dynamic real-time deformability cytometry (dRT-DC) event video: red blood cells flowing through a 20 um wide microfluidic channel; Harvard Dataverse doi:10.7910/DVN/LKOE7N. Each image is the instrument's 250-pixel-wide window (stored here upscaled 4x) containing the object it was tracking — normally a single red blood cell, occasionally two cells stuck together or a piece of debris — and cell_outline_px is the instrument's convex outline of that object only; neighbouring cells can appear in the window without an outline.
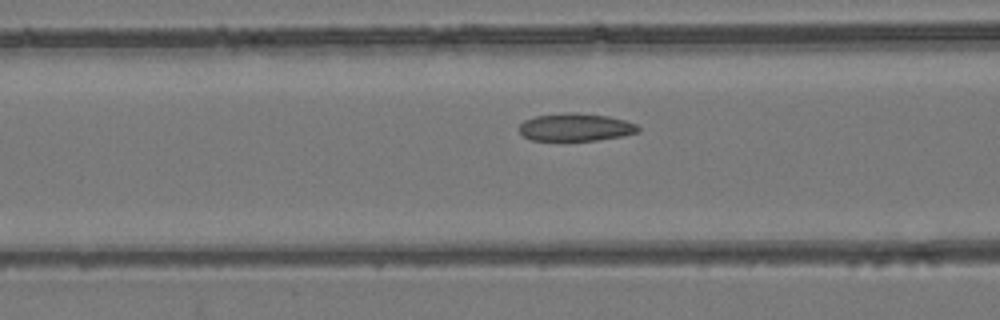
{"species": "common noctule bat (a hibernating species)", "species_latin": "Nyctalus noctula", "temperature_condition": "room temperature", "stored_images_in_passage": 34, "camera_frame_rate_fps": 3000, "um_per_image_px": 0.085, "animal": {"sex": "female", "body_mass_g": 24.6, "forearm_length_mm": 56.2}, "frame": {"image": 1, "passage_image": 12, "time_ms": 3.667, "image_size_px": [1000, 320], "cell_outline_px": [[640, 132], [624, 136], [596, 140], [532, 140], [524, 136], [516, 128], [524, 120], [536, 116], [568, 112], [576, 112], [608, 116], [624, 120], [636, 124], [640, 128]], "centroid_in_image_um": [48.93, 10.81], "position_along_channel_um": 117.7, "area_um2": 19.31}}
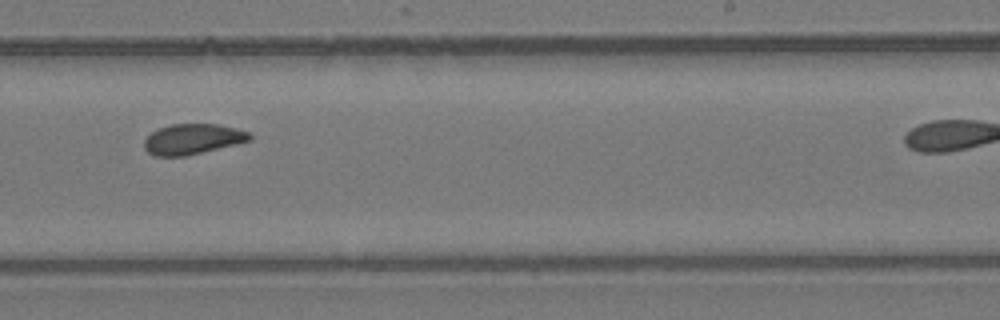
{"frame": {"image": 2, "passage_image": 24, "time_ms": 7.667, "image_size_px": [1000, 320], "cell_outline_px": [[252, 140], [236, 144], [184, 156], [156, 156], [148, 152], [144, 148], [144, 140], [156, 128], [172, 124], [216, 124], [236, 128], [248, 132], [252, 136]], "centroid_in_image_um": [16.36, 11.81], "position_along_channel_um": 272.6, "area_um2": 18.61}}
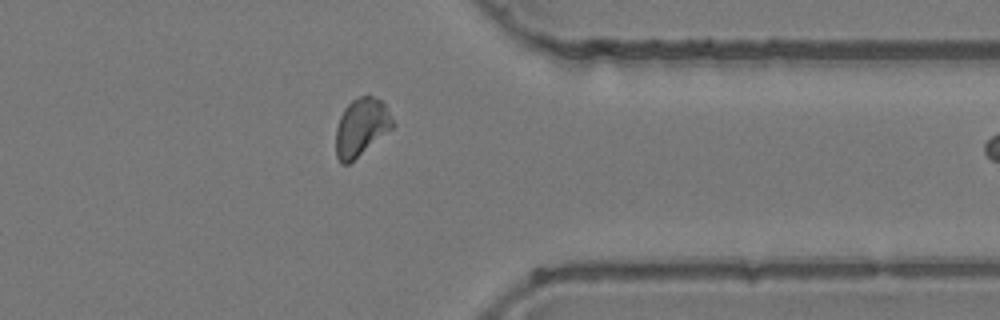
{"frame": {"image": 3, "passage_image": 33, "time_ms": 10.667, "image_size_px": [1000, 320], "cell_outline_px": [[396, 124], [392, 128], [348, 164], [340, 164], [336, 156], [336, 128], [340, 116], [344, 108], [352, 100], [360, 96], [372, 96], [380, 100], [384, 104]], "centroid_in_image_um": [30.69, 10.81], "position_along_channel_um": 380.7, "area_um2": 18.9}}